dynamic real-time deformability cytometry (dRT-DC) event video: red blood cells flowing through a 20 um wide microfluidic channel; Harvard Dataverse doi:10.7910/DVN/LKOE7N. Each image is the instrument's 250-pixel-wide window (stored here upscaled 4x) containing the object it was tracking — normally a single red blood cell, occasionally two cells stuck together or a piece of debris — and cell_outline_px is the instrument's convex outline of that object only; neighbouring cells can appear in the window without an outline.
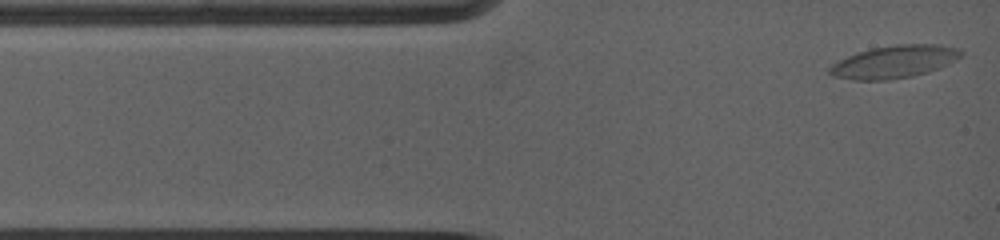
{"species": "common noctule bat (a hibernating species)", "species_latin": "Nyctalus noctula", "temperature_condition": "warm", "stored_images_in_passage": 46, "camera_frame_rate_fps": 5000, "um_per_image_px": 0.085, "animal": {"sex": "female", "body_mass_g": 19.0, "forearm_length_mm": 53.3}, "frame": {"image": 1, "passage_image": 1, "time_ms": 0.0, "image_size_px": [1000, 240], "cell_outline_px": [[964, 52], [956, 60], [948, 64], [928, 72], [912, 76], [888, 80], [852, 80], [832, 76], [828, 72], [828, 68], [832, 64], [848, 56], [872, 48], [896, 44], [936, 44], [960, 48]], "centroid_in_image_um": [76.02, 5.25], "position_along_channel_um": 9.0, "area_um2": 24.97}}
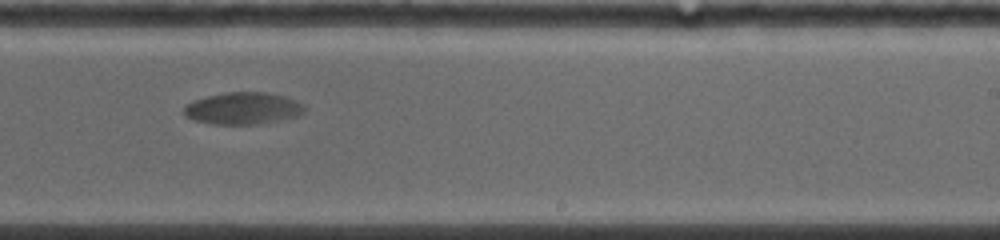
{"frame": {"image": 2, "passage_image": 20, "time_ms": 8.6, "image_size_px": [1000, 240], "cell_outline_px": [[304, 112], [296, 116], [280, 120], [256, 124], [212, 124], [192, 120], [184, 116], [184, 108], [188, 104], [196, 100], [208, 96], [228, 92], [264, 92], [284, 96], [296, 100], [304, 104]], "centroid_in_image_um": [20.65, 9.21], "position_along_channel_um": 268.3, "area_um2": 22.31}}
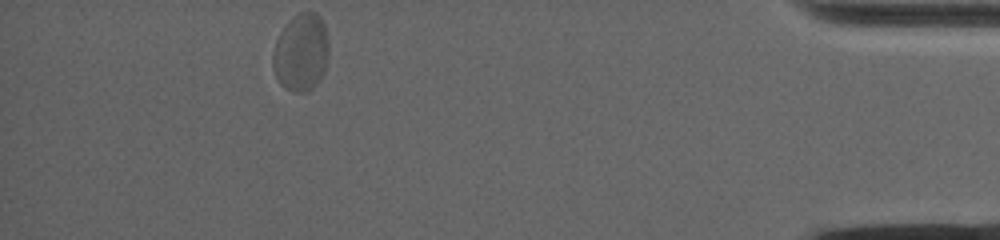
{"frame": {"image": 3, "passage_image": 46, "time_ms": 14.6, "image_size_px": [1000, 240], "cell_outline_px": [[328, 60], [324, 72], [320, 80], [308, 92], [292, 92], [284, 88], [280, 84], [272, 68], [272, 52], [276, 40], [280, 32], [288, 20], [292, 16], [300, 12], [316, 12], [320, 16], [324, 24], [328, 40]], "centroid_in_image_um": [25.58, 4.46], "position_along_channel_um": 409.6, "area_um2": 25.78}, "authors_computed_cell_mechanics": {"area_um2": 22.9755, "velocity_mm_per_s": 3.5445, "shape_relaxation_time_tau1_ms": 9.0983, "shape_relaxation_time_tau2_ms": null, "deformation_change_tau1": 0.2357, "deformation_change_tau2": null}}